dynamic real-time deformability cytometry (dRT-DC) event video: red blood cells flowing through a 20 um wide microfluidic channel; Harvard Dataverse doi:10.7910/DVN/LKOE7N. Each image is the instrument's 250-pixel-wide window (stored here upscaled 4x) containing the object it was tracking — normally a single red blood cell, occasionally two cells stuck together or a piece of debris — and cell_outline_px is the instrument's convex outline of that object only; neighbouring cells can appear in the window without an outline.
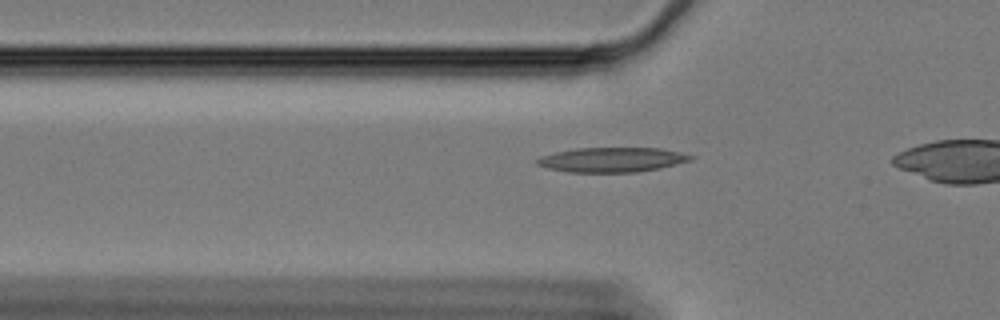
{"species": "Egyptian fruit bat (a non-hibernating species)", "species_latin": "Rousettus aegyptiacus", "temperature_condition": "cold", "stored_images_in_passage": 18, "camera_frame_rate_fps": 3000, "um_per_image_px": 0.085, "animal": {"sex": "female"}, "frame": {"image": 1, "passage_image": 4, "time_ms": 1.0, "image_size_px": [1000, 320], "cell_outline_px": [[696, 156], [692, 160], [660, 168], [636, 172], [568, 172], [548, 168], [536, 164], [536, 160], [540, 156], [556, 152], [576, 148], [660, 148], [680, 152]], "centroid_in_image_um": [52.03, 13.57], "position_along_channel_um": 73.8, "area_um2": 22.08}}
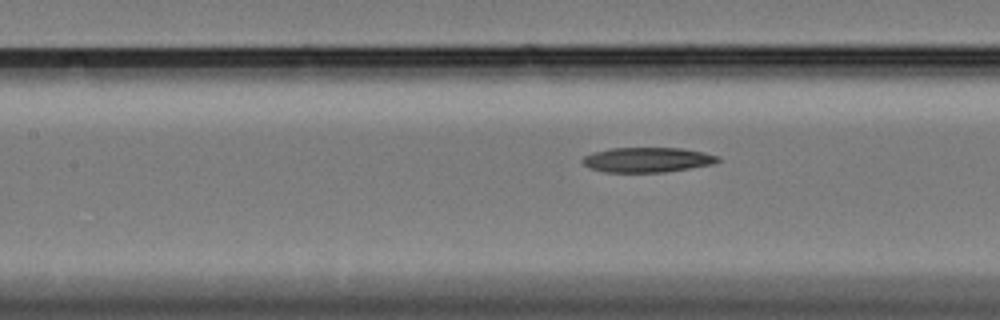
{"frame": {"image": 2, "passage_image": 11, "time_ms": 3.333, "image_size_px": [1000, 320], "cell_outline_px": [[720, 160], [712, 164], [664, 172], [604, 172], [588, 168], [580, 160], [584, 156], [592, 152], [612, 148], [684, 148], [704, 152], [720, 156]], "centroid_in_image_um": [54.99, 13.58], "position_along_channel_um": 152.4, "area_um2": 19.71}}
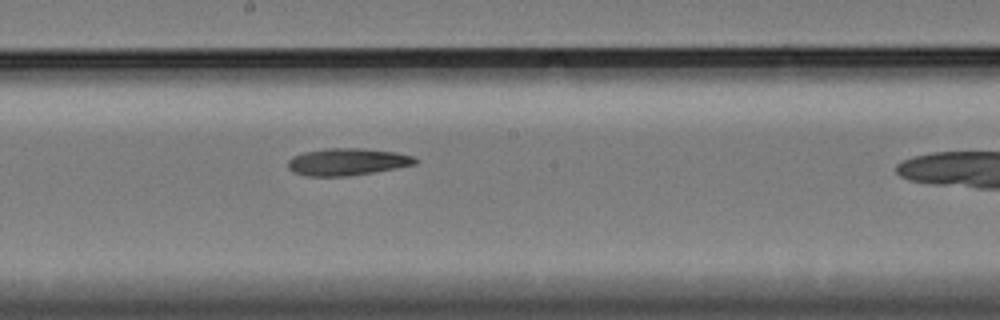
{"frame": {"image": 3, "passage_image": 17, "time_ms": 5.333, "image_size_px": [1000, 320], "cell_outline_px": [[420, 160], [416, 164], [396, 168], [348, 176], [304, 176], [292, 172], [288, 168], [288, 160], [292, 156], [304, 152], [324, 148], [364, 148], [396, 152], [412, 156]], "centroid_in_image_um": [29.49, 13.75], "position_along_channel_um": 218.7, "area_um2": 20.29}}